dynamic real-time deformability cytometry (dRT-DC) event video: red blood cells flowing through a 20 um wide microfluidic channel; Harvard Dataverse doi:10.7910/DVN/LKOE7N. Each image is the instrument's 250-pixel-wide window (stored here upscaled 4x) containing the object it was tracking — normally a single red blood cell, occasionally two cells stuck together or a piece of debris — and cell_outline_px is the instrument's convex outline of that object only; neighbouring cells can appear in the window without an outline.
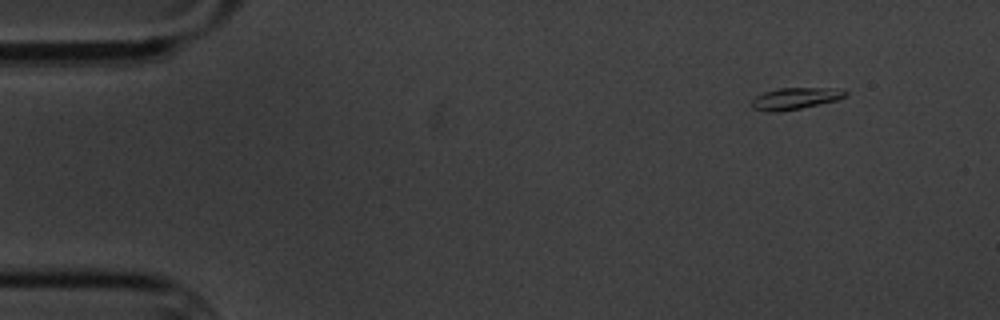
{"species": "common noctule bat (a hibernating species)", "species_latin": "Nyctalus noctula", "temperature_condition": "cold", "stored_images_in_passage": 5, "camera_frame_rate_fps": 3000, "um_per_image_px": 0.085, "animal": {"sex": "male", "body_mass_g": 20.1, "forearm_length_mm": 53.5}, "frame": {"image": 1, "passage_image": 1, "time_ms": 0.0, "image_size_px": [1000, 320], "cell_outline_px": [[848, 92], [844, 96], [836, 100], [820, 104], [780, 112], [768, 112], [752, 108], [752, 100], [756, 96], [764, 92], [780, 88], [844, 88]], "centroid_in_image_um": [67.6, 8.37], "position_along_channel_um": 17.4, "area_um2": 11.85}}
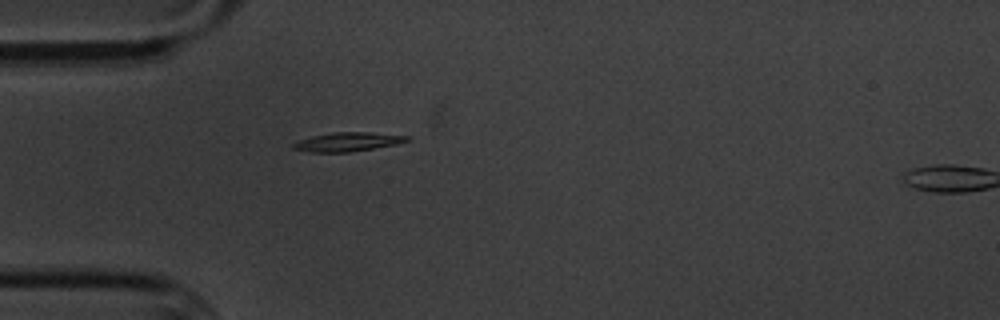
{"frame": {"image": 2, "passage_image": 4, "time_ms": 3.667, "image_size_px": [1000, 320], "cell_outline_px": [[412, 136], [408, 140], [396, 144], [348, 152], [308, 152], [292, 148], [292, 144], [300, 140], [312, 136], [332, 132], [368, 132]], "centroid_in_image_um": [29.54, 12.05], "position_along_channel_um": 55.5, "area_um2": 12.43}}